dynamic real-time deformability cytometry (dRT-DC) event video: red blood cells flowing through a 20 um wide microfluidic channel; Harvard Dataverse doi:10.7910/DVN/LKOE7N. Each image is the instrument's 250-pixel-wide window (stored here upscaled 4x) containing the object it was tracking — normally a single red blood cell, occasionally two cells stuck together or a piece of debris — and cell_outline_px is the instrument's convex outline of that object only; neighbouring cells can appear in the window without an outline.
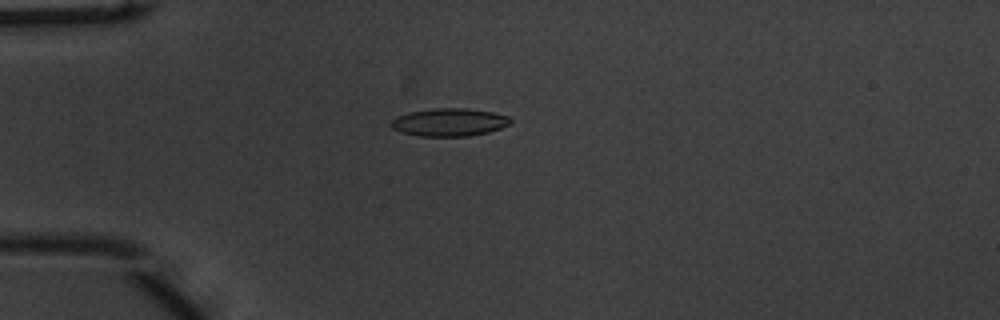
{"species": "common noctule bat (a hibernating species)", "species_latin": "Nyctalus noctula", "temperature_condition": "warm", "stored_images_in_passage": 42, "camera_frame_rate_fps": 3000, "um_per_image_px": 0.085, "animal": {"sex": "male", "body_mass_g": 20.1, "forearm_length_mm": 53.5}, "frame": {"image": 1, "passage_image": 3, "time_ms": 0.667, "image_size_px": [1000, 320], "cell_outline_px": [[512, 120], [508, 124], [500, 128], [488, 132], [468, 136], [420, 136], [400, 132], [392, 128], [388, 124], [396, 116], [408, 112], [436, 108], [468, 108], [492, 112], [508, 116]], "centroid_in_image_um": [38.14, 10.38], "position_along_channel_um": 46.9, "area_um2": 19.42}}
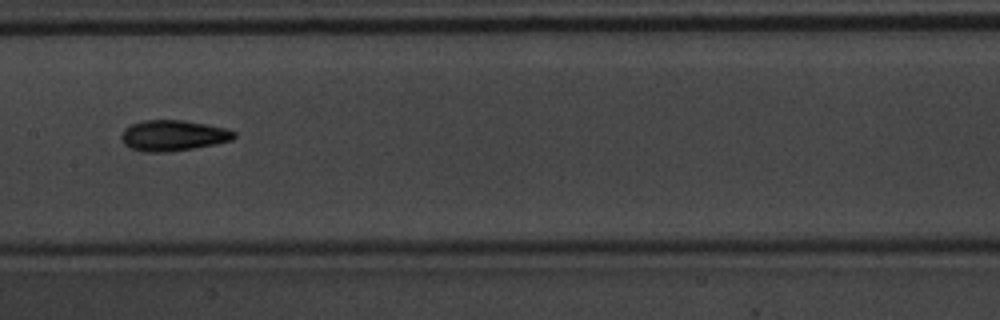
{"frame": {"image": 2, "passage_image": 16, "time_ms": 5.0, "image_size_px": [1000, 320], "cell_outline_px": [[236, 136], [232, 140], [216, 144], [168, 152], [144, 152], [132, 148], [124, 144], [120, 140], [120, 136], [124, 128], [132, 124], [144, 120], [184, 120], [228, 128], [236, 132]], "centroid_in_image_um": [14.72, 11.51], "position_along_channel_um": 192.7, "area_um2": 20.35}}
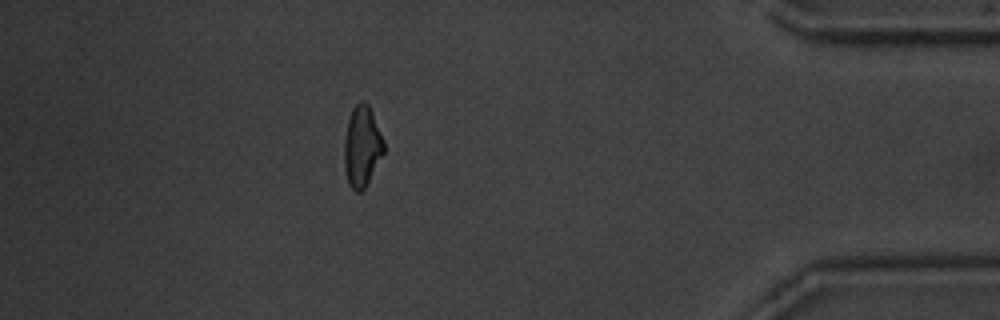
{"frame": {"image": 3, "passage_image": 36, "time_ms": 11.667, "image_size_px": [1000, 320], "cell_outline_px": [[384, 152], [364, 188], [360, 192], [356, 192], [348, 184], [344, 168], [344, 140], [348, 120], [352, 108], [360, 100], [364, 100], [368, 104], [372, 112], [384, 140]], "centroid_in_image_um": [30.75, 12.42], "position_along_channel_um": 404.4, "area_um2": 18.61}, "authors_computed_cell_mechanics": {"area_um2": 18.8139, "velocity_mm_per_s": 3.7942, "shape_relaxation_time_tau1_ms": 4.8509, "shape_relaxation_time_tau2_ms": 3.4797, "deformation_change_tau1": 0.1679, "deformation_change_tau2": 0.1167}}